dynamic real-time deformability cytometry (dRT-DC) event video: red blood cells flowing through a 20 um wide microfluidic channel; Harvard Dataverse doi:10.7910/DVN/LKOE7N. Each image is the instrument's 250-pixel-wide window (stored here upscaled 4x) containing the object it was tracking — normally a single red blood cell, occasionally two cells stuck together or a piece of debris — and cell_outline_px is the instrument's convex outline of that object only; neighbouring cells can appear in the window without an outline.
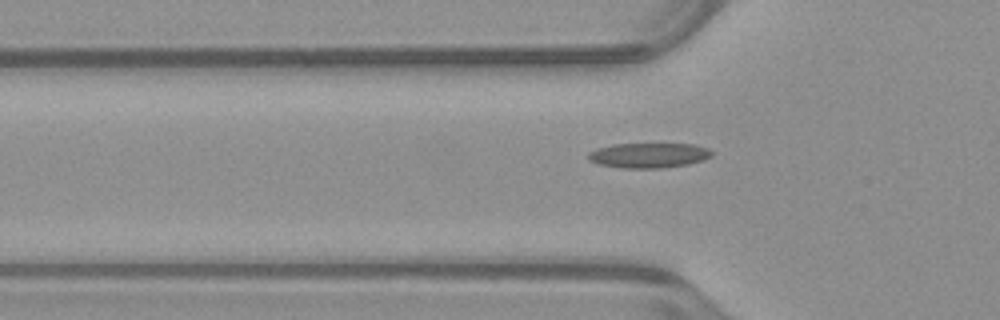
{"species": "common noctule bat (a hibernating species)", "species_latin": "Nyctalus noctula", "temperature_condition": "warm", "stored_images_in_passage": 38, "camera_frame_rate_fps": 3000, "um_per_image_px": 0.085, "animal": {"sex": "male", "body_mass_g": 23.1, "forearm_length_mm": 52.7}, "frame": {"image": 1, "passage_image": 3, "time_ms": 0.667, "image_size_px": [1000, 320], "cell_outline_px": [[712, 156], [704, 160], [688, 164], [664, 168], [620, 168], [596, 164], [588, 160], [588, 152], [596, 148], [612, 144], [692, 144], [708, 148], [712, 152]], "centroid_in_image_um": [55.1, 13.21], "position_along_channel_um": 70.7, "area_um2": 18.21}}
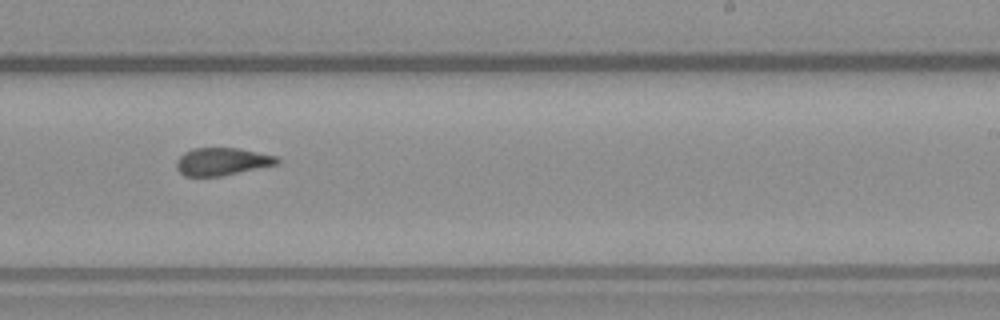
{"frame": {"image": 2, "passage_image": 18, "time_ms": 5.667, "image_size_px": [1000, 320], "cell_outline_px": [[280, 160], [276, 164], [224, 176], [184, 176], [176, 168], [176, 160], [184, 152], [192, 148], [236, 148], [276, 156]], "centroid_in_image_um": [18.83, 13.74], "position_along_channel_um": 270.2, "area_um2": 16.13}}
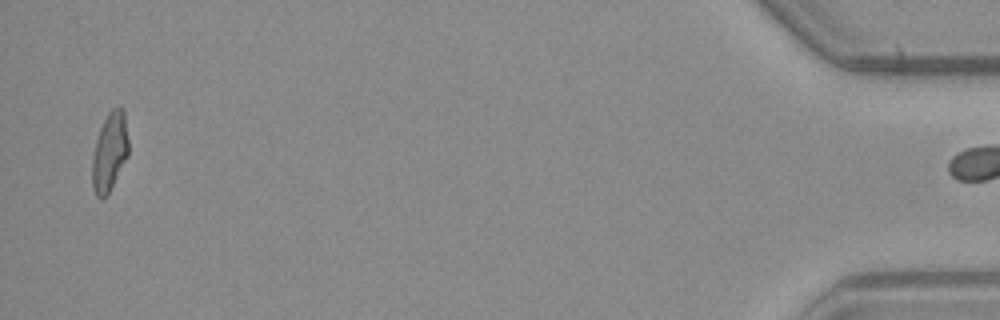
{"frame": {"image": 3, "passage_image": 37, "time_ms": 12.0, "image_size_px": [1000, 320], "cell_outline_px": [[128, 156], [108, 192], [100, 200], [96, 196], [92, 184], [92, 156], [96, 140], [100, 128], [108, 112], [112, 108], [120, 104], [124, 108], [128, 140]], "centroid_in_image_um": [9.32, 12.84], "position_along_channel_um": 425.9, "area_um2": 16.65}, "authors_computed_cell_mechanics": {"area_um2": 16.762, "velocity_mm_per_s": 3.9687, "shape_relaxation_time_tau1_ms": null, "shape_relaxation_time_tau2_ms": 1.9664, "deformation_change_tau1": null, "deformation_change_tau2": 0.0918}}